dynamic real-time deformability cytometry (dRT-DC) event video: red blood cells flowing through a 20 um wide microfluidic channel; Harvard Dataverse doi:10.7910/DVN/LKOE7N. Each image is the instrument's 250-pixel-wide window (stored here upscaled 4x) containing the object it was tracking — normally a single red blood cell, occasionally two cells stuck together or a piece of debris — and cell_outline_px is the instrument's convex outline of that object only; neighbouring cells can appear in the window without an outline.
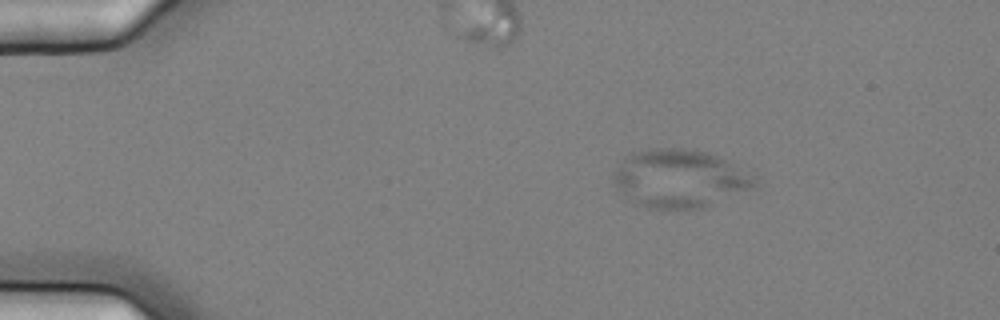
{"species": "common noctule bat (a hibernating species)", "species_latin": "Nyctalus noctula", "temperature_condition": "cold", "stored_images_in_passage": 3, "camera_frame_rate_fps": 3000, "um_per_image_px": 0.085, "animal": {"sex": "female", "body_mass_g": 25.1}, "frame": {"image": 1, "passage_image": 1, "time_ms": 0.0, "image_size_px": [1000, 320], "cell_outline_px": [[760, 184], [752, 188], [712, 204], [700, 208], [648, 208], [636, 204], [616, 188], [612, 184], [612, 176], [616, 168], [624, 156], [632, 152], [652, 148], [684, 148], [708, 152], [760, 176]], "centroid_in_image_um": [57.78, 15.16], "position_along_channel_um": 27.2, "area_um2": 48.21}}